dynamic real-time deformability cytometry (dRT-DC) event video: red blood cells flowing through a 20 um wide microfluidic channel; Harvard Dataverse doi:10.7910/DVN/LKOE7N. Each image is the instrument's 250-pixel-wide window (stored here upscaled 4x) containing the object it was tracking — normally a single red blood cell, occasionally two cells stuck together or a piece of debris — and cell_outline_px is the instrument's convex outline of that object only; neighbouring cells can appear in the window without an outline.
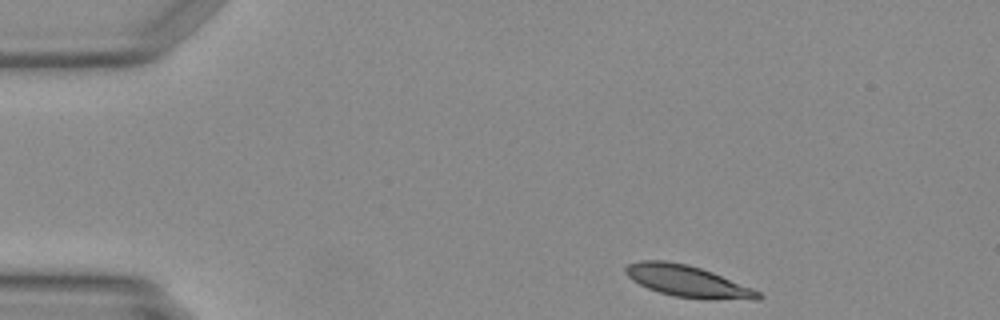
{"species": "Egyptian fruit bat (a non-hibernating species)", "species_latin": "Rousettus aegyptiacus", "temperature_condition": "warm", "stored_images_in_passage": 43, "camera_frame_rate_fps": 3000, "um_per_image_px": 0.085, "animal": {"sex": "female"}, "frame": {"image": 1, "passage_image": 1, "time_ms": 0.0, "image_size_px": [1000, 320], "cell_outline_px": [[764, 296], [756, 300], [704, 300], [672, 296], [648, 288], [632, 280], [624, 272], [624, 268], [628, 264], [640, 260], [664, 260], [688, 264], [712, 272], [752, 288], [760, 292]], "centroid_in_image_um": [58.46, 23.92], "position_along_channel_um": 26.5, "area_um2": 24.68}}
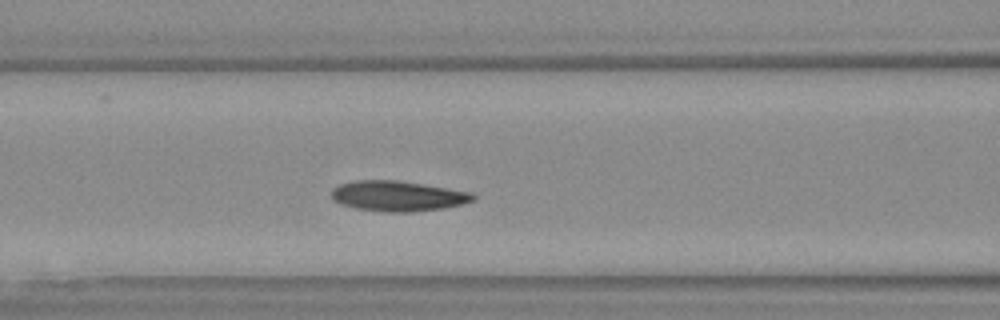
{"frame": {"image": 2, "passage_image": 14, "time_ms": 4.333, "image_size_px": [1000, 320], "cell_outline_px": [[476, 200], [464, 204], [444, 208], [408, 212], [384, 212], [356, 208], [340, 204], [332, 200], [332, 188], [340, 184], [356, 180], [396, 180], [472, 192], [476, 196]], "centroid_in_image_um": [33.82, 16.67], "position_along_channel_um": 132.8, "area_um2": 25.09}}
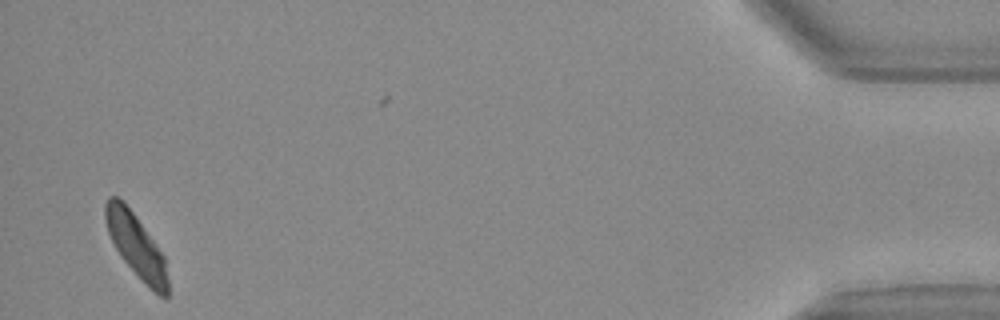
{"frame": {"image": 3, "passage_image": 41, "time_ms": 13.333, "image_size_px": [1000, 320], "cell_outline_px": [[168, 296], [160, 296], [148, 288], [120, 256], [108, 232], [104, 220], [104, 204], [108, 196], [116, 196], [132, 212], [164, 256], [168, 280]], "centroid_in_image_um": [11.55, 20.91], "position_along_channel_um": 423.6, "area_um2": 22.6}}